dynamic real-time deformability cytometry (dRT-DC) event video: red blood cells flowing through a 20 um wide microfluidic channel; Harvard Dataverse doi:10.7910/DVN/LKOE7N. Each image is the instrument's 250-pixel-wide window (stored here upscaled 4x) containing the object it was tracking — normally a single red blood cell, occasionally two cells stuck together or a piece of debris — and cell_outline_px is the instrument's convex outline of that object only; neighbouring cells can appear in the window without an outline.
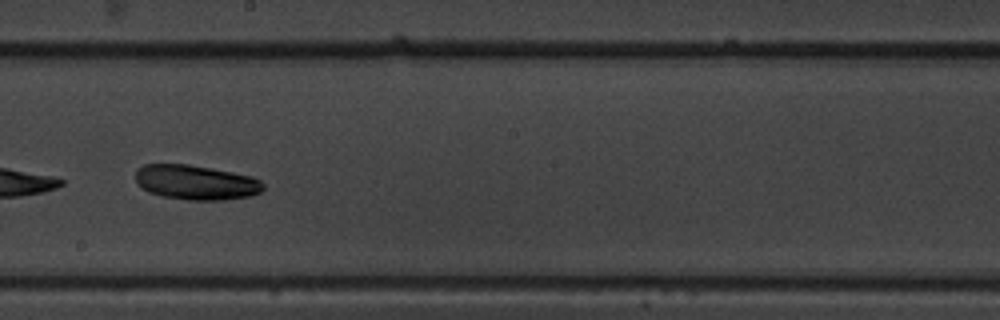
{"species": "common noctule bat (a hibernating species)", "species_latin": "Nyctalus noctula", "temperature_condition": "warm", "stored_images_in_passage": 10, "camera_frame_rate_fps": 3000, "um_per_image_px": 0.085, "animal": {"sex": "male", "body_mass_g": 19.5, "forearm_length_mm": 54.6}, "frame": {"image": 1, "passage_image": 7, "time_ms": 2.0, "image_size_px": [1000, 320], "cell_outline_px": [[264, 188], [260, 192], [252, 196], [224, 200], [188, 200], [160, 196], [148, 192], [136, 184], [136, 168], [144, 164], [188, 164], [212, 168], [252, 176], [260, 180], [264, 184]], "centroid_in_image_um": [16.64, 15.5], "position_along_channel_um": 231.6, "area_um2": 26.18}}
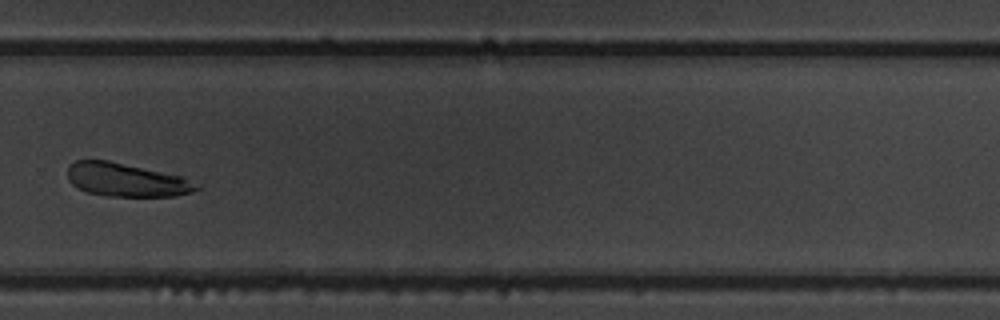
{"frame": {"image": 2, "passage_image": 9, "time_ms": 2.667, "image_size_px": [1000, 320], "cell_outline_px": [[200, 188], [192, 192], [176, 196], [108, 196], [88, 192], [72, 184], [68, 180], [68, 168], [76, 160], [108, 160], [184, 176], [200, 184]], "centroid_in_image_um": [10.8, 15.29], "position_along_channel_um": 319.0, "area_um2": 25.2}}